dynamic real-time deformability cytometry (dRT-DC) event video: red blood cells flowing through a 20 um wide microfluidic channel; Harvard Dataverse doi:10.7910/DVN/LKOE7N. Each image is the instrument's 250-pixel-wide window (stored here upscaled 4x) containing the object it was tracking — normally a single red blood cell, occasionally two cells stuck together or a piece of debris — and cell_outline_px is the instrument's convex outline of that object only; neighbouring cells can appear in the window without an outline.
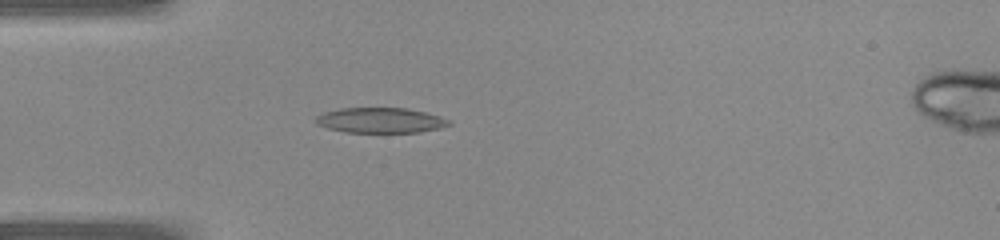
{"species": "common noctule bat (a hibernating species)", "species_latin": "Nyctalus noctula", "temperature_condition": "warm", "stored_images_in_passage": 41, "camera_frame_rate_fps": 3000, "um_per_image_px": 0.085, "animal": {"sex": "female", "body_mass_g": 22.0, "forearm_length_mm": 56.7}, "frame": {"image": 1, "passage_image": 12, "time_ms": 3.667, "image_size_px": [1000, 240], "cell_outline_px": [[452, 124], [440, 128], [420, 132], [344, 132], [328, 128], [316, 124], [316, 116], [324, 112], [340, 108], [404, 108], [424, 112], [440, 116], [448, 120]], "centroid_in_image_um": [32.32, 10.23], "position_along_channel_um": 52.7, "area_um2": 19.48}}
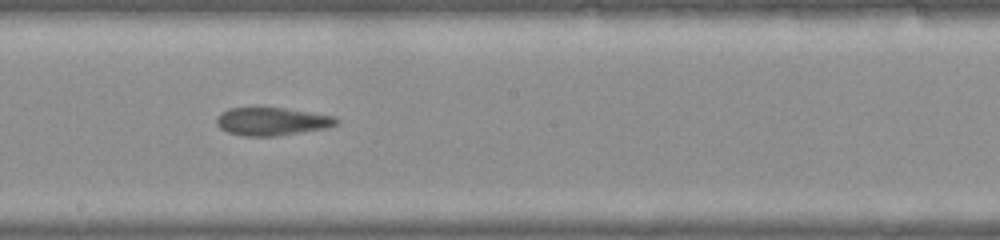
{"frame": {"image": 2, "passage_image": 23, "time_ms": 7.333, "image_size_px": [1000, 240], "cell_outline_px": [[340, 120], [336, 124], [328, 128], [276, 136], [244, 136], [228, 132], [220, 128], [216, 124], [216, 120], [220, 112], [228, 108], [284, 108], [336, 116]], "centroid_in_image_um": [23.13, 10.32], "position_along_channel_um": 225.1, "area_um2": 19.59}}
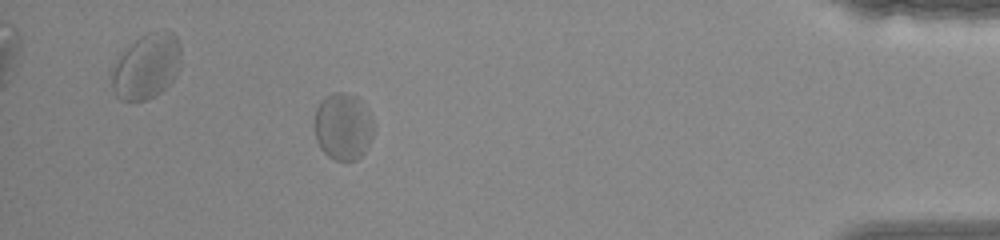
{"frame": {"image": 3, "passage_image": 37, "time_ms": 12.0, "image_size_px": [1000, 240], "cell_outline_px": [[376, 124], [372, 136], [364, 152], [356, 160], [336, 160], [328, 156], [320, 148], [316, 140], [316, 108], [320, 100], [324, 96], [332, 92], [344, 92], [356, 96], [360, 100]], "centroid_in_image_um": [29.17, 10.73], "position_along_channel_um": 406.0, "area_um2": 23.12}}